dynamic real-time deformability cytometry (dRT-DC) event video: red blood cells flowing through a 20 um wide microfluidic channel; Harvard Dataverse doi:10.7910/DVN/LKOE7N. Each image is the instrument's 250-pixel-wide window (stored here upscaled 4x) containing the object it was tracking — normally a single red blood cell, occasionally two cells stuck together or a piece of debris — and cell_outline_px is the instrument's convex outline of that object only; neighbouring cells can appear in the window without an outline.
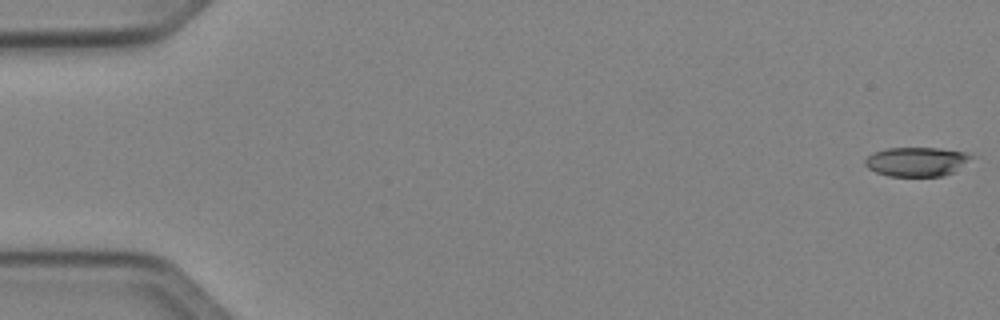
{"species": "Egyptian fruit bat (a non-hibernating species)", "species_latin": "Rousettus aegyptiacus", "temperature_condition": "cold", "stored_images_in_passage": 51, "camera_frame_rate_fps": 3000, "um_per_image_px": 0.085, "animal": {"sex": "female"}, "frame": {"image": 1, "passage_image": 1, "time_ms": 0.0, "image_size_px": [1000, 320], "cell_outline_px": [[976, 156], [956, 172], [944, 176], [888, 176], [876, 172], [868, 168], [864, 164], [864, 160], [872, 152], [888, 148], [940, 148], [964, 152]], "centroid_in_image_um": [77.95, 13.74], "position_along_channel_um": 7.1, "area_um2": 18.38}}
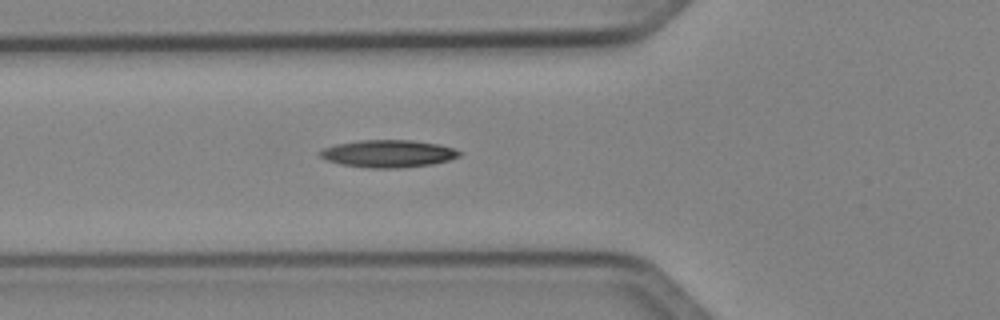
{"frame": {"image": 2, "passage_image": 19, "time_ms": 6.0, "image_size_px": [1000, 320], "cell_outline_px": [[464, 152], [460, 156], [448, 160], [432, 164], [400, 168], [368, 168], [340, 164], [328, 160], [320, 156], [320, 152], [324, 148], [336, 144], [360, 140], [412, 140], [436, 144], [452, 148]], "centroid_in_image_um": [33.01, 13.06], "position_along_channel_um": 92.8, "area_um2": 22.14}}
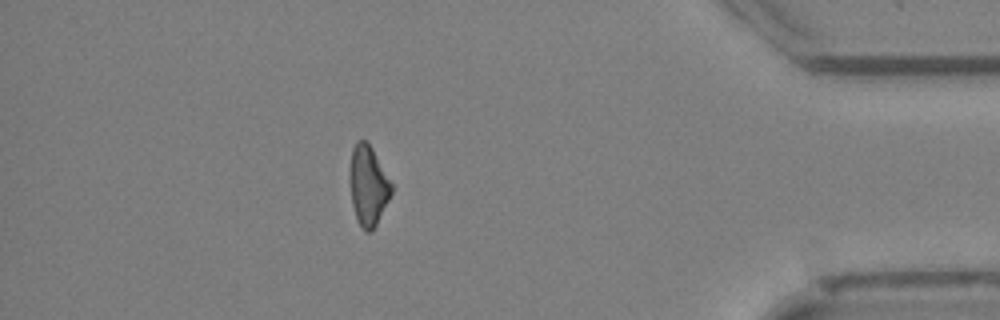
{"frame": {"image": 3, "passage_image": 45, "time_ms": 14.667, "image_size_px": [1000, 320], "cell_outline_px": [[392, 192], [372, 232], [364, 232], [356, 220], [352, 204], [352, 148], [356, 140], [364, 140], [372, 148], [392, 184]], "centroid_in_image_um": [31.32, 15.82], "position_along_channel_um": 403.9, "area_um2": 18.67}}